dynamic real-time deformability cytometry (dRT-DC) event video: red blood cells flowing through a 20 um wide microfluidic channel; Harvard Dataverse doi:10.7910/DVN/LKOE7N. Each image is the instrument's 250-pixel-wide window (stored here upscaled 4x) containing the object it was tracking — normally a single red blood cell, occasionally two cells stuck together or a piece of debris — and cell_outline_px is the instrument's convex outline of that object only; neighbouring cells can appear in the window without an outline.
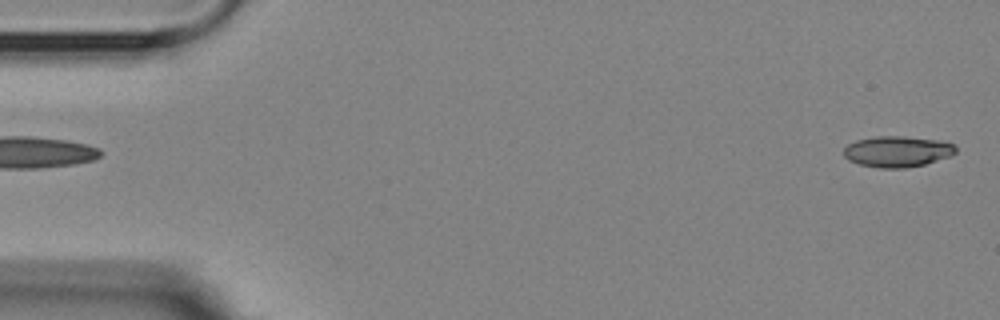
{"species": "Egyptian fruit bat (a non-hibernating species)", "species_latin": "Rousettus aegyptiacus", "temperature_condition": "room temperature", "stored_images_in_passage": 4, "segment_of_instrument_passage": [2, 2], "camera_frame_rate_fps": 3000, "um_per_image_px": 0.085, "animal": {"sex": "female"}, "frame": {"image": 1, "passage_image": 4, "time_ms": 4.333, "image_size_px": [1000, 320], "cell_outline_px": [[956, 152], [948, 156], [924, 164], [908, 168], [880, 168], [860, 164], [848, 160], [844, 156], [844, 148], [848, 144], [856, 140], [876, 136], [904, 136], [940, 140], [952, 144], [956, 148]], "centroid_in_image_um": [76.24, 12.87], "position_along_channel_um": 8.8, "area_um2": 20.11}}